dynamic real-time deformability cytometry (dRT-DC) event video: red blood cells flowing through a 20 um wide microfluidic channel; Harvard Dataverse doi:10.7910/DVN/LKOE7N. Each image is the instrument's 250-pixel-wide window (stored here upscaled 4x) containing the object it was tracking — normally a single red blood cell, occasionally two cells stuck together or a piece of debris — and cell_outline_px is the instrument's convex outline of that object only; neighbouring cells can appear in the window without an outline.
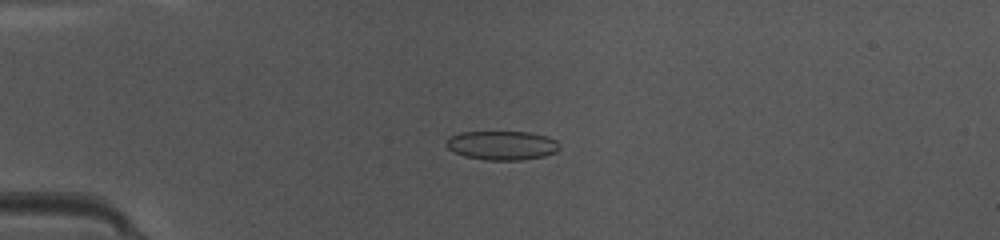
{"species": "common noctule bat (a hibernating species)", "species_latin": "Nyctalus noctula", "temperature_condition": "warm", "stored_images_in_passage": 37, "camera_frame_rate_fps": 3000, "um_per_image_px": 0.085, "animal": {"sex": "female", "body_mass_g": 10.0, "forearm_length_mm": 53.1}, "frame": {"image": 1, "passage_image": 2, "time_ms": 0.333, "image_size_px": [1000, 240], "cell_outline_px": [[560, 148], [556, 152], [544, 156], [520, 160], [484, 160], [464, 156], [448, 148], [444, 144], [448, 136], [460, 132], [528, 132], [548, 136], [556, 140], [560, 144]], "centroid_in_image_um": [42.66, 12.35], "position_along_channel_um": 42.3, "area_um2": 19.36}}
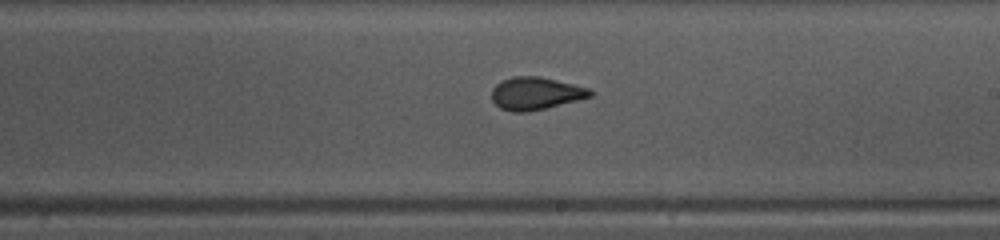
{"frame": {"image": 2, "passage_image": 18, "time_ms": 5.667, "image_size_px": [1000, 240], "cell_outline_px": [[592, 96], [528, 112], [512, 112], [500, 108], [492, 100], [492, 88], [496, 84], [512, 76], [540, 76], [588, 88], [592, 92]], "centroid_in_image_um": [45.48, 7.94], "position_along_channel_um": 243.5, "area_um2": 18.44}}
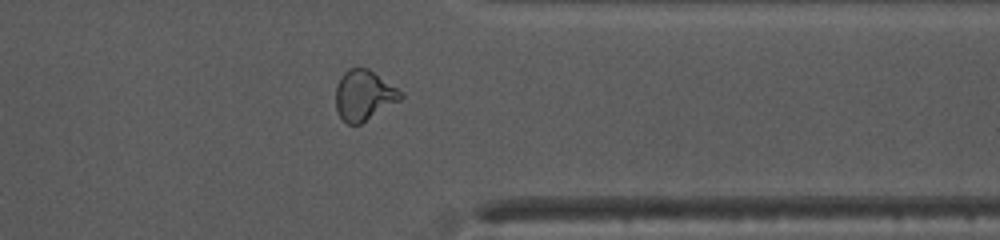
{"frame": {"image": 3, "passage_image": 28, "time_ms": 9.0, "image_size_px": [1000, 240], "cell_outline_px": [[404, 96], [400, 100], [360, 124], [348, 124], [340, 116], [336, 108], [336, 88], [340, 76], [348, 68], [368, 68], [404, 92]], "centroid_in_image_um": [30.94, 8.08], "position_along_channel_um": 380.5, "area_um2": 18.96}, "authors_computed_cell_mechanics": {"area_um2": 19.074, "velocity_mm_per_s": 4.2008, "shape_relaxation_time_tau1_ms": 5.2488, "shape_relaxation_time_tau2_ms": 1.0144, "deformation_change_tau1": 0.1566, "deformation_change_tau2": 0.062}}